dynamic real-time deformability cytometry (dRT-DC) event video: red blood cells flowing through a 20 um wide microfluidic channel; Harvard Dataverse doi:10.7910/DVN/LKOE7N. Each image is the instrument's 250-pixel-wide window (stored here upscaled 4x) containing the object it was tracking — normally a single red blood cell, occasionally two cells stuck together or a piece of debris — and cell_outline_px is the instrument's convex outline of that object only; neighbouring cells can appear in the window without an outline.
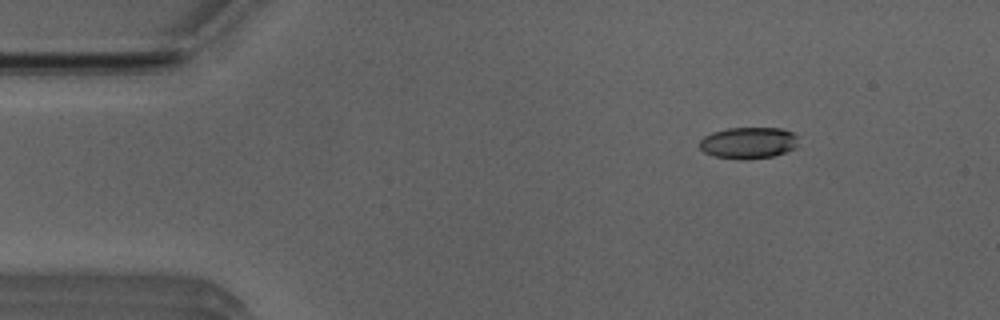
{"species": "Egyptian fruit bat (a non-hibernating species)", "species_latin": "Rousettus aegyptiacus", "temperature_condition": "room temperature", "stored_images_in_passage": 46, "camera_frame_rate_fps": 3000, "um_per_image_px": 0.085, "animal": {"sex": "male"}, "frame": {"image": 1, "passage_image": 1, "time_ms": 0.0, "image_size_px": [1000, 320], "cell_outline_px": [[796, 148], [772, 156], [716, 156], [704, 152], [700, 148], [700, 140], [704, 136], [712, 132], [728, 128], [780, 128], [792, 132], [796, 136]], "centroid_in_image_um": [63.61, 12.08], "position_along_channel_um": 21.4, "area_um2": 17.17}}
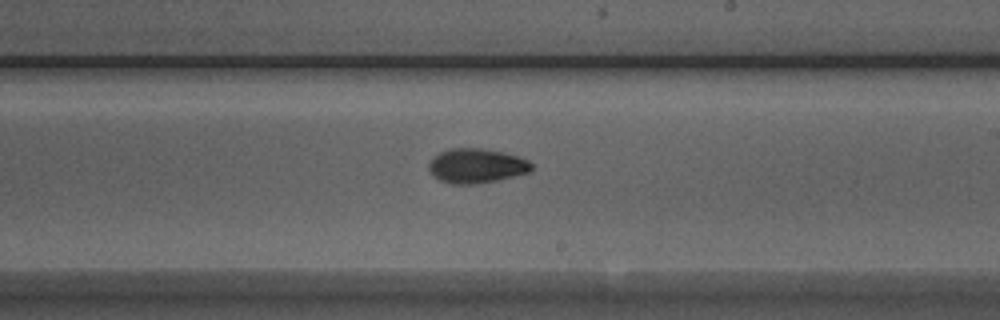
{"frame": {"image": 2, "passage_image": 24, "time_ms": 7.667, "image_size_px": [1000, 320], "cell_outline_px": [[532, 168], [528, 172], [496, 180], [472, 184], [452, 184], [440, 180], [428, 168], [428, 164], [440, 152], [452, 148], [480, 148], [504, 152], [528, 160], [532, 164]], "centroid_in_image_um": [40.5, 14.08], "position_along_channel_um": 248.5, "area_um2": 20.23}}
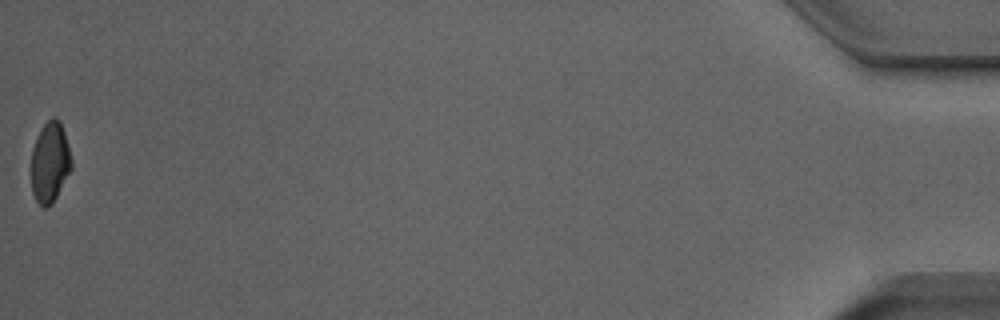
{"frame": {"image": 3, "passage_image": 46, "time_ms": 15.0, "image_size_px": [1000, 320], "cell_outline_px": [[72, 168], [56, 196], [44, 208], [36, 200], [32, 192], [32, 148], [44, 124], [52, 116], [56, 116], [60, 120], [64, 132], [72, 160]], "centroid_in_image_um": [4.26, 13.75], "position_along_channel_um": 430.9, "area_um2": 18.44}, "authors_computed_cell_mechanics": {"area_um2": 19.6809, "velocity_mm_per_s": 3.9444, "shape_relaxation_time_tau1_ms": 4.5284, "shape_relaxation_time_tau2_ms": 3.4778, "deformation_change_tau1": 0.1521, "deformation_change_tau2": 0.068}}